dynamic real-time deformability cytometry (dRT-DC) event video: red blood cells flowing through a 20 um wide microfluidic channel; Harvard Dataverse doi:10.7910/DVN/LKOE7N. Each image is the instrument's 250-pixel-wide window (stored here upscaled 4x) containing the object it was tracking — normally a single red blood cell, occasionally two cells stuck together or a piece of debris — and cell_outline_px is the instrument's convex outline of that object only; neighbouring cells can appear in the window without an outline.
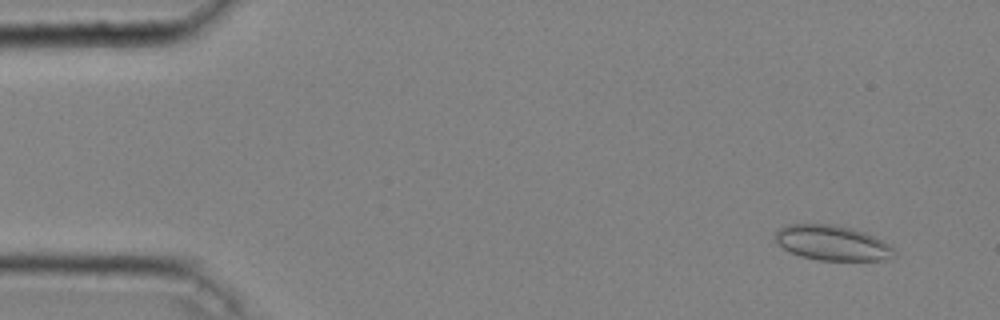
{"species": "common noctule bat (a hibernating species)", "species_latin": "Nyctalus noctula", "temperature_condition": "cold", "stored_images_in_passage": 13, "camera_frame_rate_fps": 3000, "um_per_image_px": 0.085, "animal": {"sex": "male", "body_mass_g": 20.4}, "frame": {"image": 1, "passage_image": 4, "time_ms": 1.0, "image_size_px": [1000, 320], "cell_outline_px": [[896, 256], [888, 260], [820, 260], [800, 256], [788, 252], [776, 240], [776, 232], [780, 228], [788, 224], [832, 224], [852, 228], [864, 232], [888, 244], [896, 252]], "centroid_in_image_um": [70.75, 20.65], "position_along_channel_um": 14.2, "area_um2": 24.16}}